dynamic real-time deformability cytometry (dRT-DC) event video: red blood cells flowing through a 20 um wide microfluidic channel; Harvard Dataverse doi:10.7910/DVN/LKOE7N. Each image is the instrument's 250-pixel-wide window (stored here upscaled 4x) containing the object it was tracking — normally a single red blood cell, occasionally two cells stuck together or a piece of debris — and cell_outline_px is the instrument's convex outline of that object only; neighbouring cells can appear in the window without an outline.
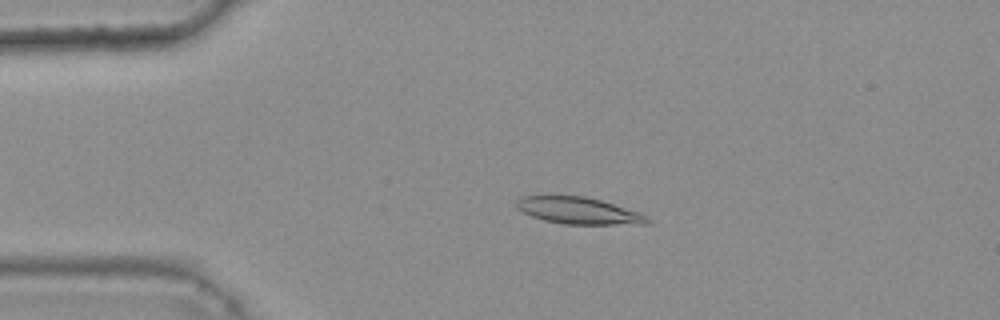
{"species": "common noctule bat (a hibernating species)", "species_latin": "Nyctalus noctula", "temperature_condition": "warm", "stored_images_in_passage": 45, "camera_frame_rate_fps": 3000, "um_per_image_px": 0.085, "animal": {"sex": "female", "body_mass_g": 25.1}, "frame": {"image": 1, "passage_image": 12, "time_ms": 3.667, "image_size_px": [1000, 320], "cell_outline_px": [[652, 220], [648, 224], [564, 224], [544, 220], [532, 216], [516, 208], [516, 200], [520, 196], [584, 196], [600, 200], [640, 212], [648, 216]], "centroid_in_image_um": [49.21, 17.91], "position_along_channel_um": 35.8, "area_um2": 20.4}}
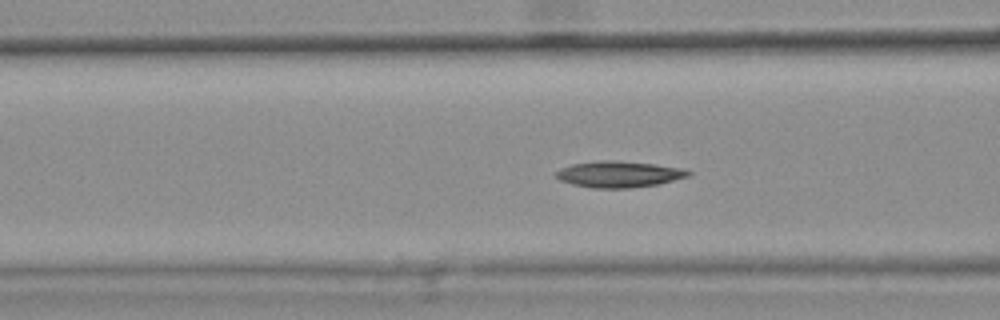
{"frame": {"image": 2, "passage_image": 21, "time_ms": 6.667, "image_size_px": [1000, 320], "cell_outline_px": [[692, 176], [656, 184], [628, 188], [592, 188], [572, 184], [560, 180], [552, 172], [560, 168], [572, 164], [600, 160], [612, 160], [652, 164], [684, 168], [692, 172]], "centroid_in_image_um": [52.59, 14.81], "position_along_channel_um": 114.0, "area_um2": 20.29}}
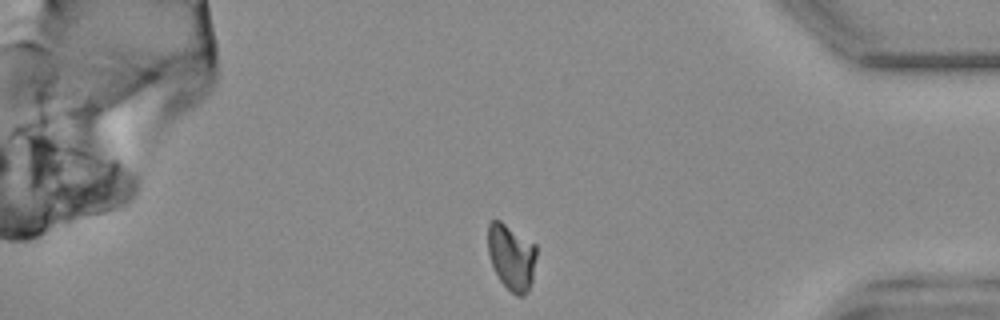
{"frame": {"image": 3, "passage_image": 45, "time_ms": 14.667, "image_size_px": [1000, 320], "cell_outline_px": [[536, 256], [532, 280], [528, 292], [524, 296], [516, 296], [500, 280], [492, 264], [488, 252], [488, 224], [492, 220], [500, 220], [536, 244]], "centroid_in_image_um": [43.49, 21.83], "position_along_channel_um": 391.7, "area_um2": 18.61}, "authors_computed_cell_mechanics": {"area_um2": 19.8254, "velocity_mm_per_s": 3.7947, "shape_relaxation_time_tau1_ms": null, "shape_relaxation_time_tau2_ms": 4.707, "deformation_change_tau1": null, "deformation_change_tau2": 0.1001}}